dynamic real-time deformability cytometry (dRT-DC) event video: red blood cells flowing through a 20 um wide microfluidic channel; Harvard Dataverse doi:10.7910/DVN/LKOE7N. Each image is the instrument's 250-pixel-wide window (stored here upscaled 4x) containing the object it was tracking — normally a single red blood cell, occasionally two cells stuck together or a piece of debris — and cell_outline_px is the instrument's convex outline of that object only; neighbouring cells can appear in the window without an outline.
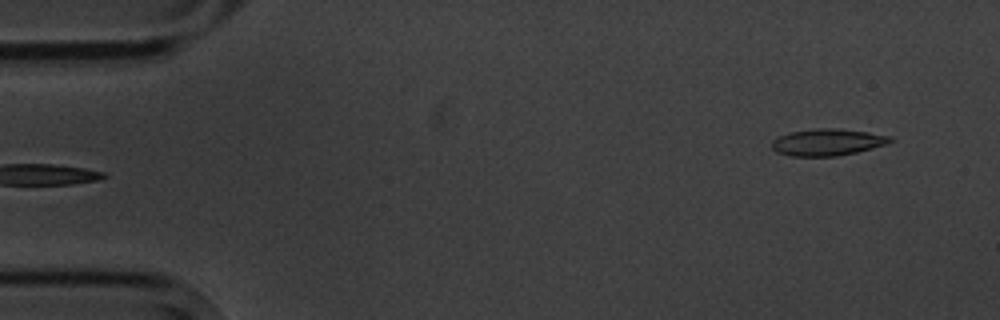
{"species": "common noctule bat (a hibernating species)", "species_latin": "Nyctalus noctula", "temperature_condition": "cold", "stored_images_in_passage": 6, "segment_of_instrument_passage": [2, 2], "camera_frame_rate_fps": 3000, "um_per_image_px": 0.085, "animal": {"sex": "male", "body_mass_g": 20.1, "forearm_length_mm": 53.5}, "frame": {"image": 1, "passage_image": 6, "time_ms": 5.667, "image_size_px": [1000, 320], "cell_outline_px": [[896, 140], [872, 148], [856, 152], [836, 156], [792, 156], [776, 152], [772, 148], [772, 140], [788, 132], [816, 128], [836, 128], [868, 132], [892, 136]], "centroid_in_image_um": [70.33, 12.08], "position_along_channel_um": 14.7, "area_um2": 18.5}}